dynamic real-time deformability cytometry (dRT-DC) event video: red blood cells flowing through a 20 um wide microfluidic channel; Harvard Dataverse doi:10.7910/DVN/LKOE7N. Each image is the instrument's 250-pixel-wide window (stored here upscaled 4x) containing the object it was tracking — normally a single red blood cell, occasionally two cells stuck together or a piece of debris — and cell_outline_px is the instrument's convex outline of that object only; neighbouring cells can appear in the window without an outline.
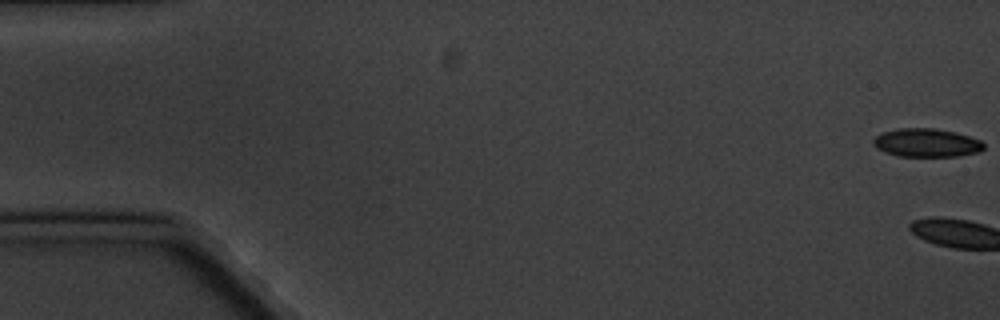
{"species": "common noctule bat (a hibernating species)", "species_latin": "Nyctalus noctula", "temperature_condition": "cold", "stored_images_in_passage": 6, "camera_frame_rate_fps": 3000, "um_per_image_px": 0.085, "animal": {"sex": "male", "body_mass_g": 20.1, "forearm_length_mm": 53.5}, "frame": {"image": 1, "passage_image": 1, "time_ms": 0.0, "image_size_px": [1000, 320], "cell_outline_px": [[984, 148], [980, 152], [960, 156], [900, 156], [884, 152], [876, 148], [872, 144], [872, 140], [876, 136], [884, 132], [900, 128], [932, 128], [956, 132], [980, 140], [984, 144]], "centroid_in_image_um": [78.76, 12.14], "position_along_channel_um": 6.2, "area_um2": 18.32}}